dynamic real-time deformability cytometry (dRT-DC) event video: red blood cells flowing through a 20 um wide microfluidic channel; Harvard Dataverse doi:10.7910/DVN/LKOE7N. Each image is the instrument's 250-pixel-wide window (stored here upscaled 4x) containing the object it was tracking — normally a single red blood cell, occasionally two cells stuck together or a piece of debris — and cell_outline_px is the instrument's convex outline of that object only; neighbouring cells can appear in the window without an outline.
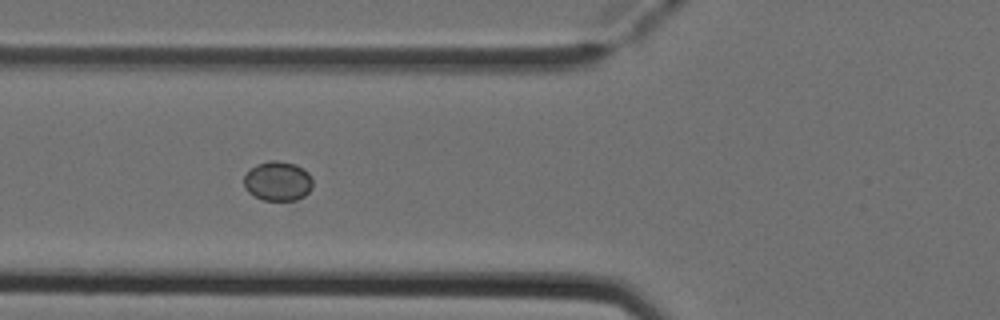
{"species": "Egyptian fruit bat (a non-hibernating species)", "species_latin": "Rousettus aegyptiacus", "temperature_condition": "cold", "stored_images_in_passage": 5, "camera_frame_rate_fps": 3000, "um_per_image_px": 0.085, "animal": {"sex": "female"}, "frame": {"image": 1, "passage_image": 5, "time_ms": 1.333, "image_size_px": [1000, 320], "cell_outline_px": [[312, 188], [304, 196], [296, 200], [264, 200], [248, 192], [244, 188], [244, 176], [256, 164], [268, 160], [276, 160], [296, 164], [304, 168], [308, 172], [312, 180]], "centroid_in_image_um": [23.62, 15.38], "position_along_channel_um": 102.2, "area_um2": 15.9}}